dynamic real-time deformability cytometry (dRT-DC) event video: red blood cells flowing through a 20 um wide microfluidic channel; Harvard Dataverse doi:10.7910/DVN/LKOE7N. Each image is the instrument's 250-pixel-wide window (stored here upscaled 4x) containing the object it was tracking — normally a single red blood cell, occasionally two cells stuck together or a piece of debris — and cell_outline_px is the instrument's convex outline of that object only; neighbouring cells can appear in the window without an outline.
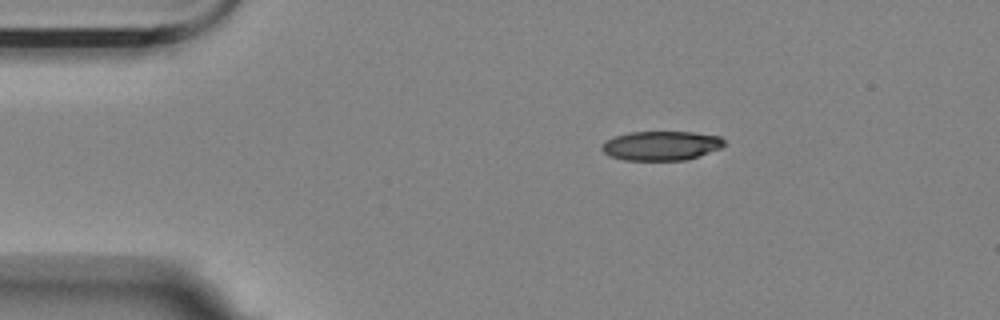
{"species": "Egyptian fruit bat (a non-hibernating species)", "species_latin": "Rousettus aegyptiacus", "temperature_condition": "room temperature", "stored_images_in_passage": 2, "camera_frame_rate_fps": 3000, "um_per_image_px": 0.085, "animal": {"sex": "female"}, "frame": {"image": 1, "passage_image": 1, "time_ms": 0.0, "image_size_px": [1000, 320], "cell_outline_px": [[724, 144], [720, 148], [700, 156], [684, 160], [624, 160], [612, 156], [604, 152], [600, 148], [604, 140], [628, 132], [692, 132], [720, 136], [724, 140]], "centroid_in_image_um": [56.19, 12.38], "position_along_channel_um": 28.8, "area_um2": 20.87}}